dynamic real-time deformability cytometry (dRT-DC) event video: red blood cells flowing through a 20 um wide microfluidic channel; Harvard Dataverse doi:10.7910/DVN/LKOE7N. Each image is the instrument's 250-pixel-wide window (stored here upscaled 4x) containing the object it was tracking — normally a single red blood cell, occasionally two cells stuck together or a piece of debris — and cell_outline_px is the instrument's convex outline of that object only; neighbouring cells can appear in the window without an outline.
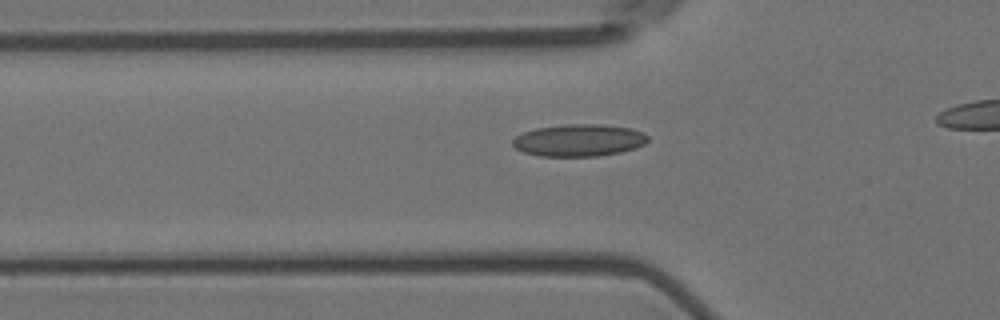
{"species": "Egyptian fruit bat (a non-hibernating species)", "species_latin": "Rousettus aegyptiacus", "temperature_condition": "room temperature", "stored_images_in_passage": 38, "camera_frame_rate_fps": 3000, "um_per_image_px": 0.085, "animal": {"sex": "female"}, "frame": {"image": 1, "passage_image": 11, "time_ms": 3.333, "image_size_px": [1000, 320], "cell_outline_px": [[648, 140], [644, 144], [636, 148], [620, 152], [596, 156], [540, 156], [524, 152], [516, 148], [512, 144], [512, 140], [516, 136], [524, 132], [536, 128], [568, 124], [600, 124], [632, 128], [644, 132], [648, 136]], "centroid_in_image_um": [49.23, 11.92], "position_along_channel_um": 76.6, "area_um2": 25.32}}
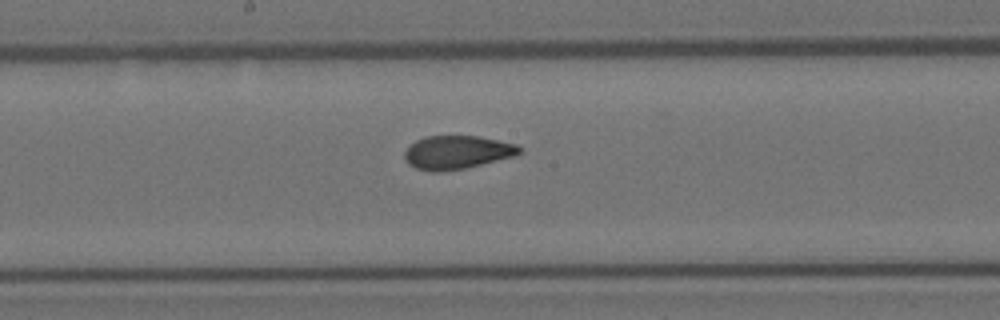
{"frame": {"image": 2, "passage_image": 22, "time_ms": 7.0, "image_size_px": [1000, 320], "cell_outline_px": [[524, 152], [516, 156], [464, 168], [440, 172], [432, 172], [416, 168], [408, 164], [404, 156], [404, 152], [416, 140], [424, 136], [480, 136], [516, 144]], "centroid_in_image_um": [38.86, 12.95], "position_along_channel_um": 209.3, "area_um2": 22.43}}
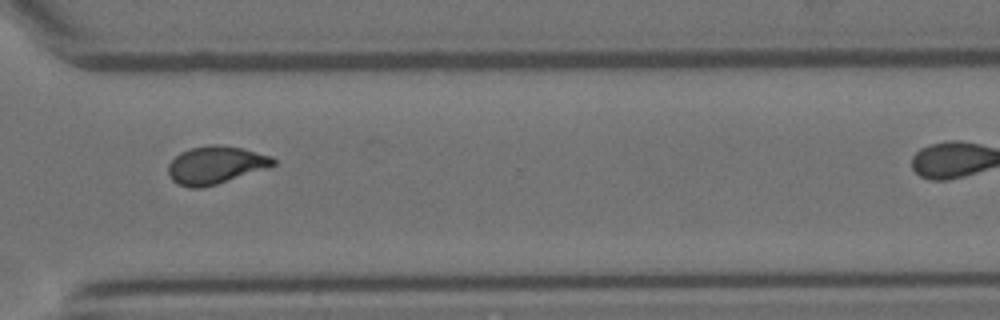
{"frame": {"image": 3, "passage_image": 34, "time_ms": 11.0, "image_size_px": [1000, 320], "cell_outline_px": [[276, 164], [268, 168], [216, 184], [200, 188], [188, 188], [172, 180], [168, 172], [168, 164], [180, 152], [192, 148], [212, 144], [216, 144], [244, 148], [272, 156], [276, 160]], "centroid_in_image_um": [18.35, 14.02], "position_along_channel_um": 352.3, "area_um2": 23.06}}